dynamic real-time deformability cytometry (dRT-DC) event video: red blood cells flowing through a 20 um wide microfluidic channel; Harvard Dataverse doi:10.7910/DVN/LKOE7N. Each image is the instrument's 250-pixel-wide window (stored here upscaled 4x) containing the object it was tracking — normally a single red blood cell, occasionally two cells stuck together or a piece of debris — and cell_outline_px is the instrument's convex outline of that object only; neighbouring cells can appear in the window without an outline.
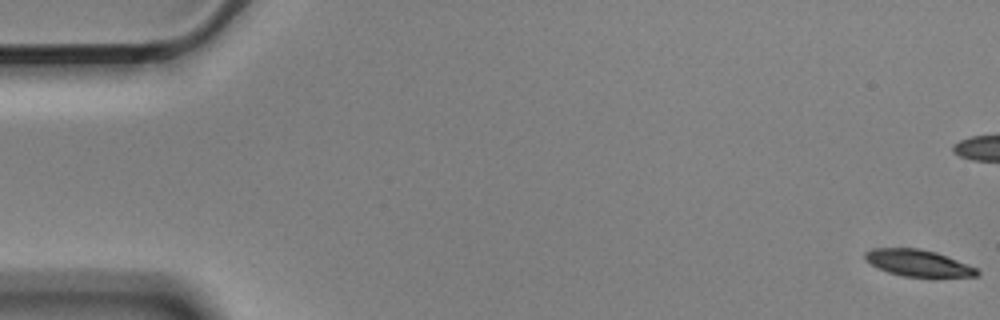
{"species": "Egyptian fruit bat (a non-hibernating species)", "species_latin": "Rousettus aegyptiacus", "temperature_condition": "cold", "stored_images_in_passage": 8, "camera_frame_rate_fps": 3000, "um_per_image_px": 0.085, "animal": {"sex": "male"}, "frame": {"image": 1, "passage_image": 1, "time_ms": 0.0, "image_size_px": [1000, 320], "cell_outline_px": [[980, 272], [976, 276], [900, 276], [888, 272], [864, 260], [864, 252], [876, 248], [920, 248], [936, 252], [976, 268]], "centroid_in_image_um": [77.99, 22.34], "position_along_channel_um": 7.0, "area_um2": 16.99}}
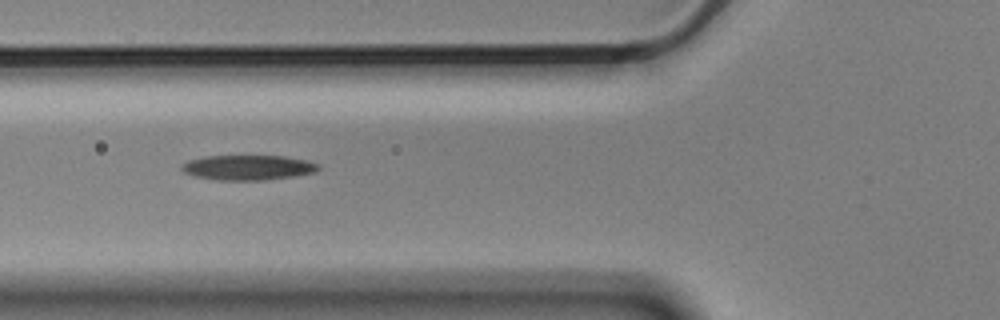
{"frame": {"image": 2, "passage_image": 8, "time_ms": 2.333, "image_size_px": [1000, 320], "cell_outline_px": [[320, 168], [316, 172], [296, 176], [264, 180], [220, 180], [192, 176], [184, 172], [180, 168], [180, 164], [188, 160], [208, 156], [284, 156], [308, 160], [320, 164]], "centroid_in_image_um": [21.1, 14.24], "position_along_channel_um": 104.7, "area_um2": 20.11}}